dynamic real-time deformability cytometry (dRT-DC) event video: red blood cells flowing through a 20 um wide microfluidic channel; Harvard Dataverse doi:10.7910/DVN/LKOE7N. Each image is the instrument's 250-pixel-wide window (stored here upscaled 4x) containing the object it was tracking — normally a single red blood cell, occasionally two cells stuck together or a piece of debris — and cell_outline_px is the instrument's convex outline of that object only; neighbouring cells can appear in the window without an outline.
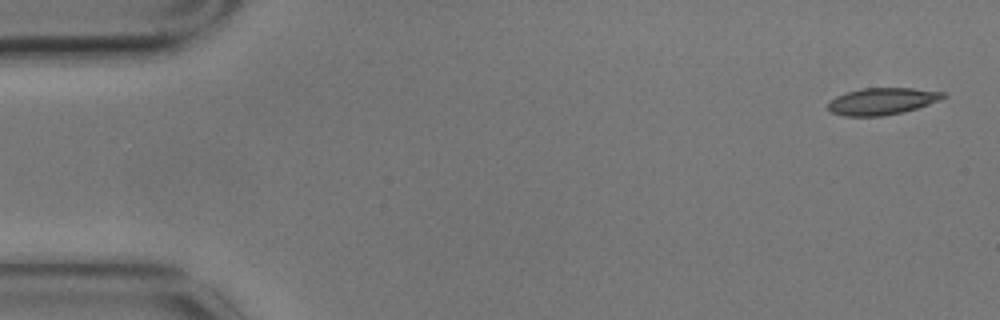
{"species": "common noctule bat (a hibernating species)", "species_latin": "Nyctalus noctula", "temperature_condition": "cold", "stored_images_in_passage": 5, "camera_frame_rate_fps": 3000, "um_per_image_px": 0.085, "animal": {"sex": "male", "body_mass_g": 17.9}, "frame": {"image": 1, "passage_image": 1, "time_ms": 0.0, "image_size_px": [1000, 320], "cell_outline_px": [[948, 96], [940, 100], [904, 112], [884, 116], [844, 116], [832, 112], [828, 108], [828, 104], [836, 96], [848, 92], [864, 88], [912, 88], [944, 92]], "centroid_in_image_um": [75.01, 8.61], "position_along_channel_um": 10.0, "area_um2": 17.92}}
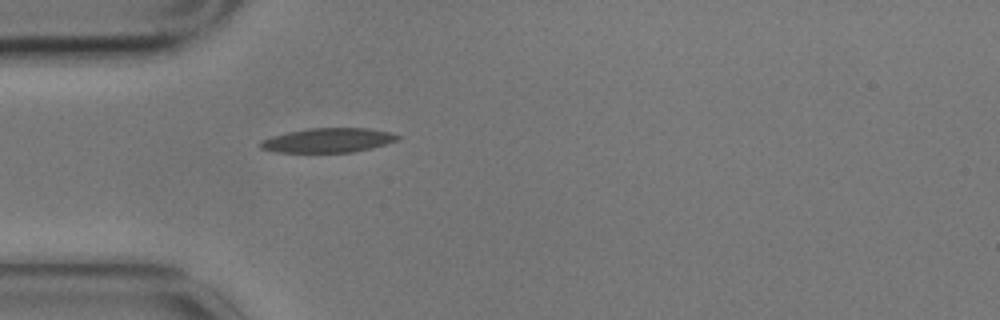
{"frame": {"image": 2, "passage_image": 5, "time_ms": 1.333, "image_size_px": [1000, 320], "cell_outline_px": [[400, 140], [372, 148], [352, 152], [276, 152], [260, 148], [260, 140], [272, 136], [288, 132], [308, 128], [368, 128], [392, 132], [400, 136]], "centroid_in_image_um": [27.92, 11.92], "position_along_channel_um": 57.1, "area_um2": 19.59}}